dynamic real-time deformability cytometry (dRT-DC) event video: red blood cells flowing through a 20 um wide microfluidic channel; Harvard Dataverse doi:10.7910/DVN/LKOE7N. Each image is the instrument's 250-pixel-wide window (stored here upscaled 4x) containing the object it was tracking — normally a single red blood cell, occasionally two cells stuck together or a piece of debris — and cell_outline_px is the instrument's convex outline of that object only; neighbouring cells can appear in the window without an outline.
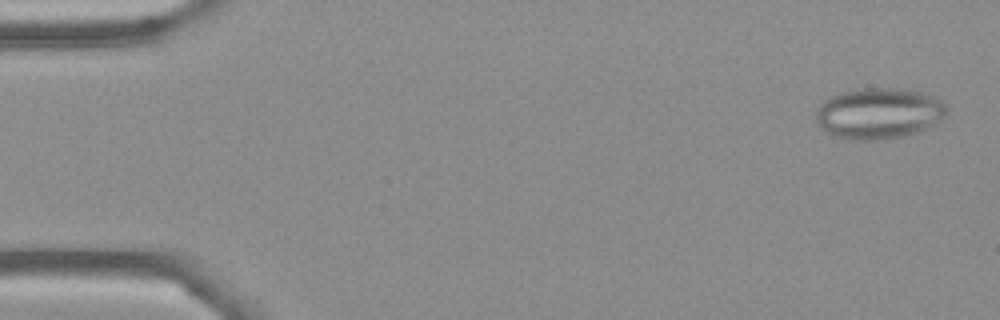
{"species": "Egyptian fruit bat (a non-hibernating species)", "species_latin": "Rousettus aegyptiacus", "temperature_condition": "cold", "stored_images_in_passage": 5, "camera_frame_rate_fps": 3000, "um_per_image_px": 0.085, "frame": {"image": 1, "passage_image": 1, "time_ms": 0.0, "image_size_px": [1000, 320], "cell_outline_px": [[948, 112], [936, 124], [928, 128], [908, 136], [888, 140], [848, 140], [832, 136], [824, 132], [816, 124], [816, 108], [824, 100], [840, 92], [856, 88], [892, 88], [920, 92], [936, 96], [944, 100], [948, 108]], "centroid_in_image_um": [74.7, 9.66], "position_along_channel_um": 10.3, "area_um2": 39.94}}